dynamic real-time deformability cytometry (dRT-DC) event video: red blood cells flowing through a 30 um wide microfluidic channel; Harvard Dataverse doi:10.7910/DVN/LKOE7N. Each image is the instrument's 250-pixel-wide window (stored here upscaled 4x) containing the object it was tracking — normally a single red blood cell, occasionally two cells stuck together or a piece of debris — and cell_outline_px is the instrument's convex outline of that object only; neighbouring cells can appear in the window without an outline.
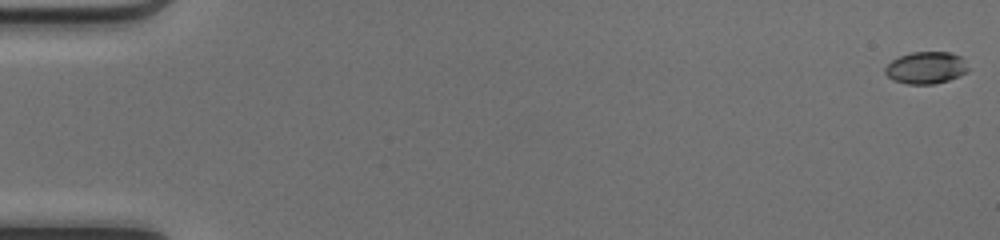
{"species": "common noctule bat (a hibernating species)", "species_latin": "Nyctalus noctula", "temperature_condition": "cold", "stored_images_in_passage": 50, "camera_frame_rate_fps": 3000, "um_per_image_px": 0.085, "animal": {"sex": "female", "body_mass_g": 17.0, "forearm_length_mm": 48.0}, "frame": {"image": 1, "passage_image": 1, "time_ms": 0.0, "image_size_px": [1000, 240], "cell_outline_px": [[968, 72], [948, 80], [932, 84], [908, 84], [892, 80], [884, 72], [884, 68], [892, 60], [900, 56], [912, 52], [952, 52], [960, 56], [968, 68]], "centroid_in_image_um": [78.69, 5.76], "position_along_channel_um": 6.3, "area_um2": 15.43}}
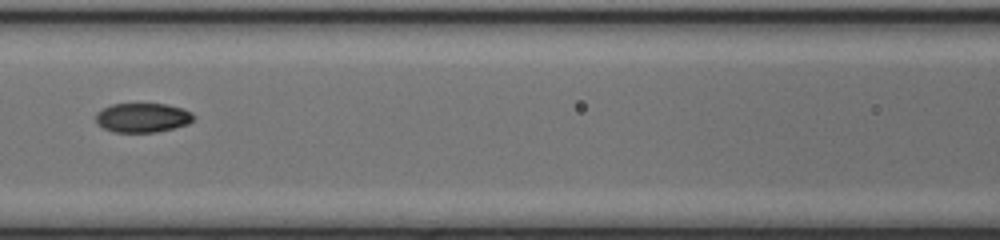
{"frame": {"image": 2, "passage_image": 24, "time_ms": 7.667, "image_size_px": [1000, 240], "cell_outline_px": [[196, 116], [188, 124], [156, 132], [112, 132], [104, 128], [96, 120], [96, 112], [112, 104], [164, 104], [184, 108], [192, 112]], "centroid_in_image_um": [12.14, 10.0], "position_along_channel_um": 154.5, "area_um2": 16.65}}
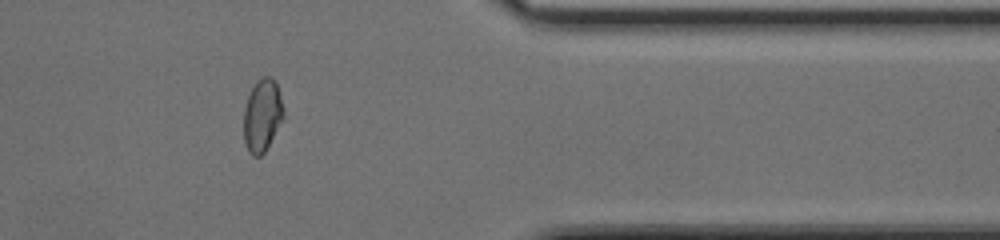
{"frame": {"image": 3, "passage_image": 42, "time_ms": 13.667, "image_size_px": [1000, 240], "cell_outline_px": [[284, 120], [264, 152], [260, 156], [252, 156], [248, 152], [244, 140], [244, 108], [248, 96], [256, 80], [264, 76], [272, 76], [276, 80], [284, 108]], "centroid_in_image_um": [22.31, 9.79], "position_along_channel_um": 389.1, "area_um2": 17.17}, "authors_computed_cell_mechanics": {"area_um2": 16.9354, "velocity_mm_per_s": 4.204, "shape_relaxation_time_tau1_ms": 4.8669, "shape_relaxation_time_tau2_ms": 1.2548, "deformation_change_tau1": 0.1552, "deformation_change_tau2": 0.0351}}